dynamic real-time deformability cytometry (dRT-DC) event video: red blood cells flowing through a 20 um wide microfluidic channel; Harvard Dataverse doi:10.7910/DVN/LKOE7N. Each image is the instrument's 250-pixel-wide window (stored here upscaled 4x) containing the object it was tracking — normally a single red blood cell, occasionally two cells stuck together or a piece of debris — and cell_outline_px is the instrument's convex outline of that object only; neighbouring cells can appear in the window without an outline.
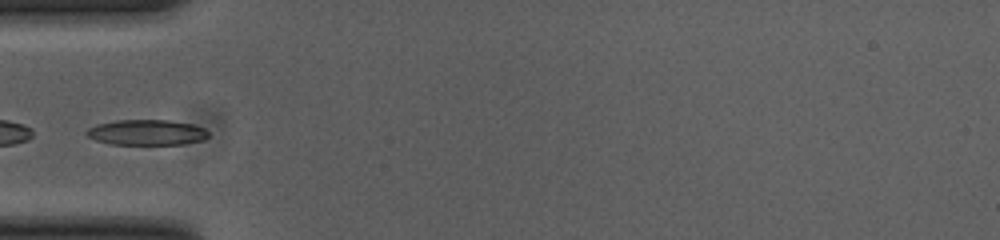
{"species": "common noctule bat (a hibernating species)", "species_latin": "Nyctalus noctula", "temperature_condition": "cold", "stored_images_in_passage": 33, "camera_frame_rate_fps": 3000, "um_per_image_px": 0.085, "animal": {"sex": "female", "body_mass_g": 23.0, "forearm_length_mm": 53.4}, "frame": {"image": 1, "passage_image": 1, "time_ms": 0.0, "image_size_px": [1000, 240], "cell_outline_px": [[208, 136], [204, 140], [184, 144], [112, 144], [96, 140], [88, 136], [84, 132], [88, 128], [96, 124], [116, 120], [168, 120], [192, 124], [204, 128], [208, 132]], "centroid_in_image_um": [12.47, 11.25], "position_along_channel_um": 72.5, "area_um2": 18.09}}
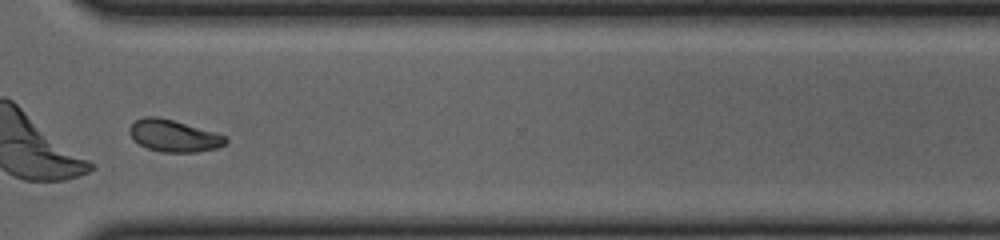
{"frame": {"image": 2, "passage_image": 24, "time_ms": 7.667, "image_size_px": [1000, 240], "cell_outline_px": [[228, 140], [224, 144], [216, 148], [196, 152], [160, 152], [148, 148], [140, 144], [128, 132], [128, 128], [136, 120], [144, 116], [160, 116], [216, 132], [224, 136]], "centroid_in_image_um": [14.76, 11.53], "position_along_channel_um": 355.8, "area_um2": 17.86}}
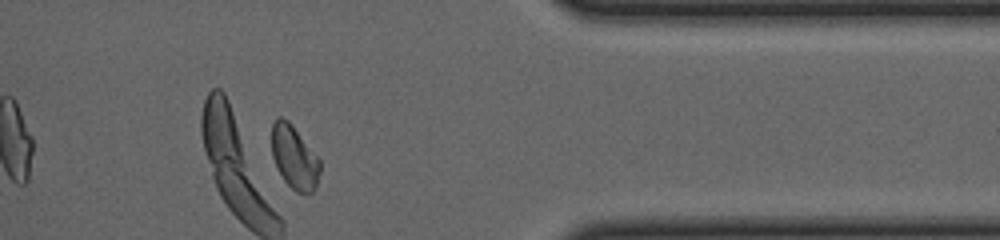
{"frame": {"image": 3, "passage_image": 28, "time_ms": 9.0, "image_size_px": [1000, 240], "cell_outline_px": [[320, 172], [316, 188], [312, 192], [296, 192], [284, 180], [276, 168], [272, 156], [272, 124], [276, 116], [280, 116], [288, 120], [292, 124], [320, 160]], "centroid_in_image_um": [25.0, 13.35], "position_along_channel_um": 386.4, "area_um2": 17.86}}